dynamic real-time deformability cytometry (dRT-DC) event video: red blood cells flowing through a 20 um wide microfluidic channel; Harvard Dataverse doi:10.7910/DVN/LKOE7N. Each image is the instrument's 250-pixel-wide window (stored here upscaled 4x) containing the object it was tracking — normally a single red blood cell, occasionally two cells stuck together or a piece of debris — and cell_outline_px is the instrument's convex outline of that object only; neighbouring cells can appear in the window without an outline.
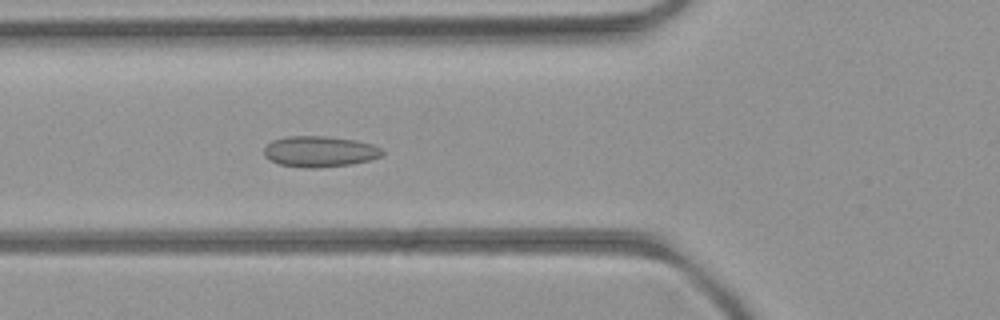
{"species": "common noctule bat (a hibernating species)", "species_latin": "Nyctalus noctula", "temperature_condition": "room temperature", "stored_images_in_passage": 52, "camera_frame_rate_fps": 3000, "um_per_image_px": 0.085, "animal": {"sex": "female", "body_mass_g": 21.9}, "frame": {"image": 1, "passage_image": 18, "time_ms": 5.667, "image_size_px": [1000, 320], "cell_outline_px": [[384, 152], [380, 156], [368, 160], [352, 164], [320, 168], [304, 168], [280, 164], [264, 156], [264, 148], [272, 140], [288, 136], [324, 136], [356, 140], [372, 144], [380, 148]], "centroid_in_image_um": [27.16, 12.88], "position_along_channel_um": 98.6, "area_um2": 21.21}}
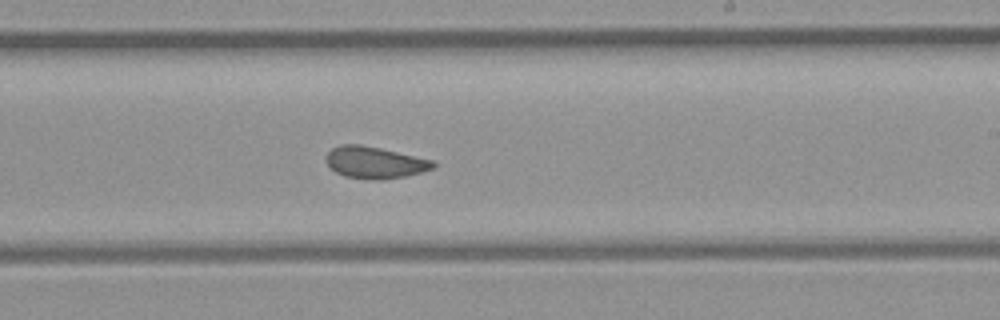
{"frame": {"image": 2, "passage_image": 30, "time_ms": 9.667, "image_size_px": [1000, 320], "cell_outline_px": [[436, 164], [432, 168], [420, 172], [404, 176], [380, 180], [372, 180], [344, 176], [336, 172], [324, 160], [328, 152], [332, 148], [340, 144], [360, 144], [380, 148], [432, 160]], "centroid_in_image_um": [31.8, 13.81], "position_along_channel_um": 257.2, "area_um2": 19.65}}
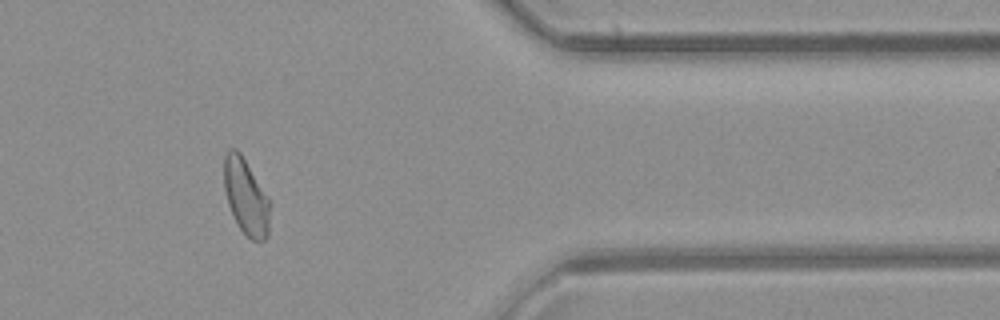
{"frame": {"image": 3, "passage_image": 42, "time_ms": 13.667, "image_size_px": [1000, 320], "cell_outline_px": [[268, 236], [264, 240], [252, 240], [240, 228], [228, 204], [224, 188], [224, 156], [228, 148], [236, 148], [240, 152], [268, 196]], "centroid_in_image_um": [20.88, 16.67], "position_along_channel_um": 390.5, "area_um2": 19.88}, "authors_computed_cell_mechanics": {"area_um2": 20.6635, "velocity_mm_per_s": 3.9553, "shape_relaxation_time_tau1_ms": null, "shape_relaxation_time_tau2_ms": 1.6069, "deformation_change_tau1": null, "deformation_change_tau2": 0.0793}}